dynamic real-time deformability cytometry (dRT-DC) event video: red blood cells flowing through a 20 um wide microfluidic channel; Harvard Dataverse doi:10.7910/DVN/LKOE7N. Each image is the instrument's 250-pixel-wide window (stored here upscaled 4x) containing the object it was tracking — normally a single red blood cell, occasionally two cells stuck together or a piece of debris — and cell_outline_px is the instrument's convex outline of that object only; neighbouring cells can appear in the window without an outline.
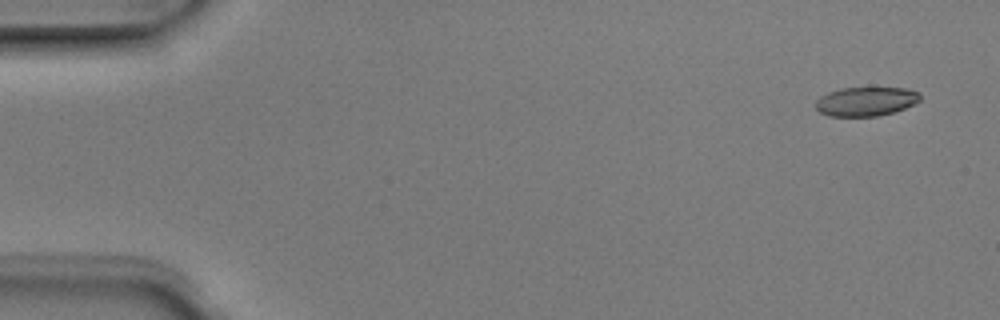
{"species": "Egyptian fruit bat (a non-hibernating species)", "species_latin": "Rousettus aegyptiacus", "temperature_condition": "room temperature", "stored_images_in_passage": 8, "camera_frame_rate_fps": 3000, "um_per_image_px": 0.085, "animal": {"sex": "male"}, "frame": {"image": 1, "passage_image": 1, "time_ms": 0.0, "image_size_px": [1000, 320], "cell_outline_px": [[920, 100], [904, 108], [892, 112], [876, 116], [828, 116], [820, 112], [816, 108], [816, 100], [820, 96], [828, 92], [840, 88], [904, 88], [920, 92]], "centroid_in_image_um": [73.57, 8.62], "position_along_channel_um": 11.4, "area_um2": 17.57}}
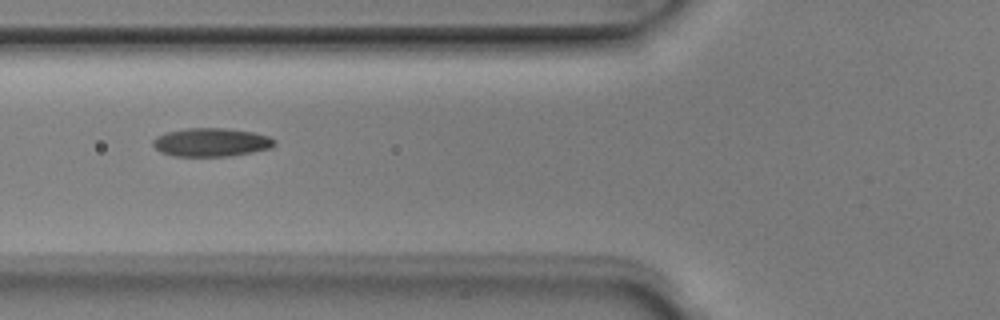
{"frame": {"image": 2, "passage_image": 5, "time_ms": 1.333, "image_size_px": [1000, 320], "cell_outline_px": [[276, 144], [272, 148], [232, 156], [172, 156], [160, 152], [152, 144], [152, 140], [156, 136], [164, 132], [188, 128], [224, 128], [252, 132], [268, 136], [276, 140]], "centroid_in_image_um": [17.94, 12.1], "position_along_channel_um": 107.9, "area_um2": 20.35}}
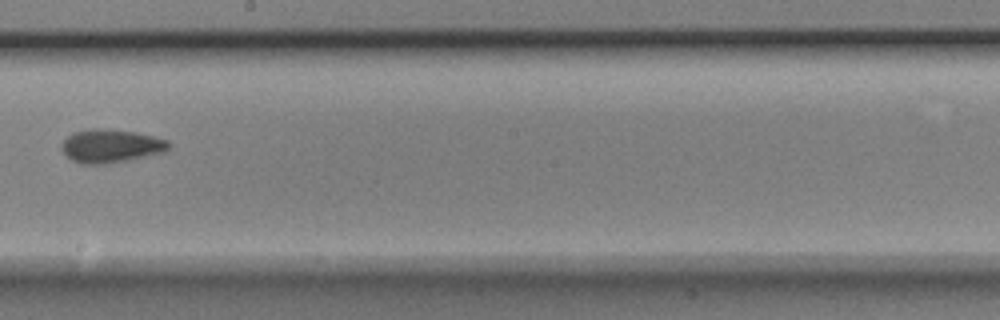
{"frame": {"image": 3, "passage_image": 8, "time_ms": 2.333, "image_size_px": [1000, 320], "cell_outline_px": [[168, 148], [164, 152], [104, 164], [80, 164], [72, 160], [60, 148], [60, 144], [72, 132], [88, 128], [104, 128], [136, 132], [168, 140]], "centroid_in_image_um": [9.36, 12.39], "position_along_channel_um": 238.8, "area_um2": 20.69}}